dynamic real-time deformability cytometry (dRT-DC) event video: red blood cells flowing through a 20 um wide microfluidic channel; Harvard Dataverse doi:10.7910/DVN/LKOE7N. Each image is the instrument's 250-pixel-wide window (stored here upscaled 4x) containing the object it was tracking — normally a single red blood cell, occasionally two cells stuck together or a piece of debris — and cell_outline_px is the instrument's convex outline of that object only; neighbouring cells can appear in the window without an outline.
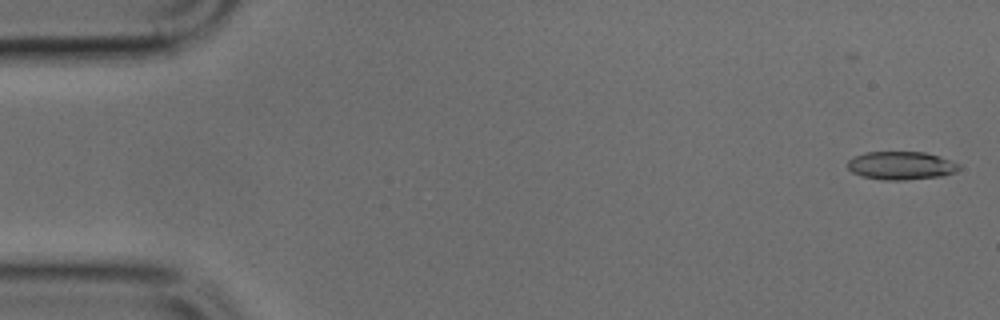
{"species": "common noctule bat (a hibernating species)", "species_latin": "Nyctalus noctula", "temperature_condition": "cold", "stored_images_in_passage": 48, "camera_frame_rate_fps": 3000, "um_per_image_px": 0.085, "animal": {"sex": "male", "body_mass_g": 17.9, "forearm_length_mm": 54.2}, "frame": {"image": 1, "passage_image": 1, "time_ms": 0.0, "image_size_px": [1000, 320], "cell_outline_px": [[960, 168], [956, 172], [944, 176], [904, 180], [884, 180], [860, 176], [852, 172], [848, 168], [848, 160], [864, 152], [924, 152], [940, 156], [952, 160], [960, 164]], "centroid_in_image_um": [76.63, 14.08], "position_along_channel_um": 8.4, "area_um2": 18.5}}
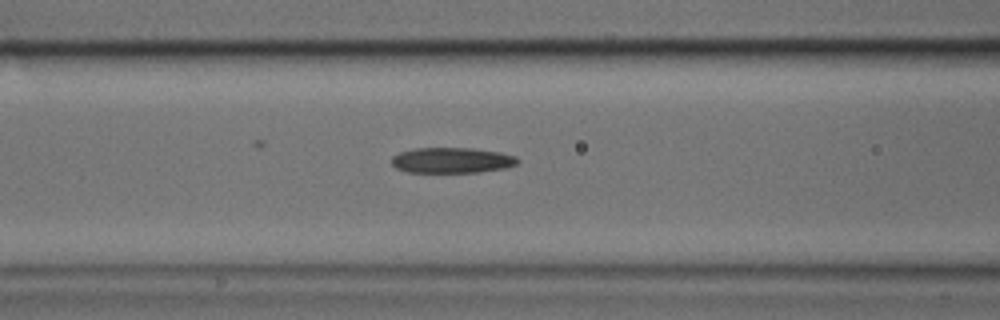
{"frame": {"image": 2, "passage_image": 19, "time_ms": 6.0, "image_size_px": [1000, 320], "cell_outline_px": [[520, 160], [516, 164], [504, 168], [476, 172], [408, 172], [396, 168], [392, 164], [392, 156], [400, 152], [412, 148], [472, 148], [500, 152], [516, 156]], "centroid_in_image_um": [38.4, 13.61], "position_along_channel_um": 128.2, "area_um2": 18.73}}
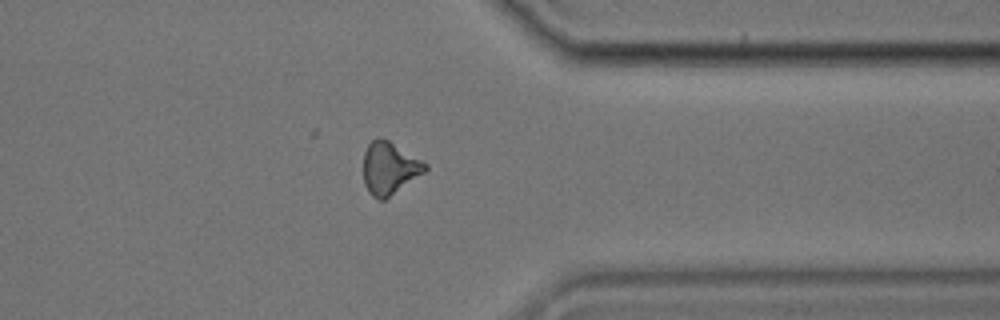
{"frame": {"image": 3, "passage_image": 38, "time_ms": 12.333, "image_size_px": [1000, 320], "cell_outline_px": [[428, 168], [424, 172], [384, 200], [380, 200], [372, 196], [368, 192], [364, 184], [364, 152], [368, 144], [376, 136], [380, 136], [388, 140], [428, 164]], "centroid_in_image_um": [33.07, 14.28], "position_along_channel_um": 378.3, "area_um2": 18.73}}